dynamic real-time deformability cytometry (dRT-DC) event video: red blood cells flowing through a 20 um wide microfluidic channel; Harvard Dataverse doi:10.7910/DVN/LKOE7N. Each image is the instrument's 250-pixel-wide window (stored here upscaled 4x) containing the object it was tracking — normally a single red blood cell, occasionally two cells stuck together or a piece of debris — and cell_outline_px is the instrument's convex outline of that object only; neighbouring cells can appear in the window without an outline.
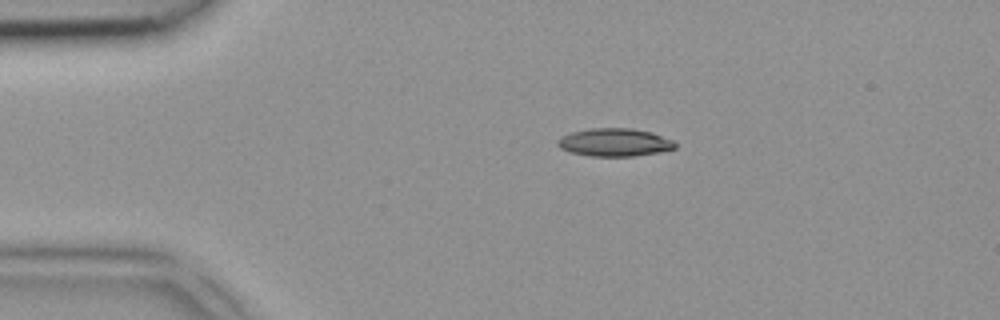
{"species": "common noctule bat (a hibernating species)", "species_latin": "Nyctalus noctula", "temperature_condition": "room temperature", "stored_images_in_passage": 3, "camera_frame_rate_fps": 3000, "um_per_image_px": 0.085, "animal": {"sex": "female", "body_mass_g": 18.4}, "frame": {"image": 1, "passage_image": 1, "time_ms": 0.0, "image_size_px": [1000, 320], "cell_outline_px": [[676, 148], [660, 152], [632, 156], [592, 156], [572, 152], [560, 148], [556, 144], [556, 140], [560, 136], [572, 132], [592, 128], [632, 128], [652, 132], [672, 140], [676, 144]], "centroid_in_image_um": [52.23, 12.09], "position_along_channel_um": 32.8, "area_um2": 19.13}}
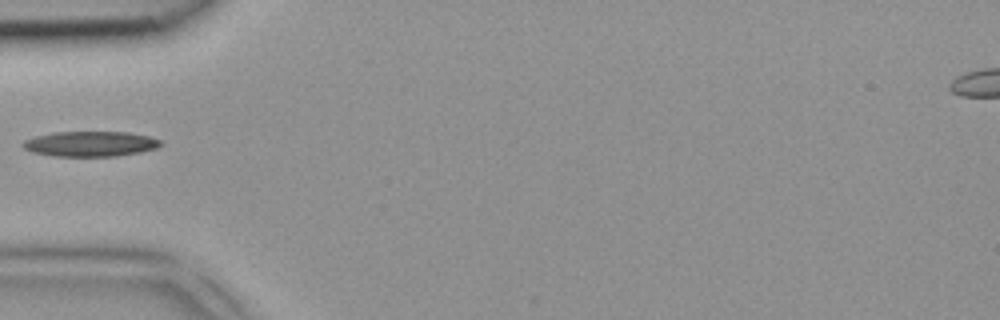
{"frame": {"image": 2, "passage_image": 3, "time_ms": 0.667, "image_size_px": [1000, 320], "cell_outline_px": [[164, 144], [156, 148], [140, 152], [116, 156], [56, 156], [32, 152], [24, 148], [20, 144], [24, 140], [36, 136], [52, 132], [128, 132], [148, 136], [160, 140]], "centroid_in_image_um": [7.67, 12.22], "position_along_channel_um": 77.3, "area_um2": 20.23}}